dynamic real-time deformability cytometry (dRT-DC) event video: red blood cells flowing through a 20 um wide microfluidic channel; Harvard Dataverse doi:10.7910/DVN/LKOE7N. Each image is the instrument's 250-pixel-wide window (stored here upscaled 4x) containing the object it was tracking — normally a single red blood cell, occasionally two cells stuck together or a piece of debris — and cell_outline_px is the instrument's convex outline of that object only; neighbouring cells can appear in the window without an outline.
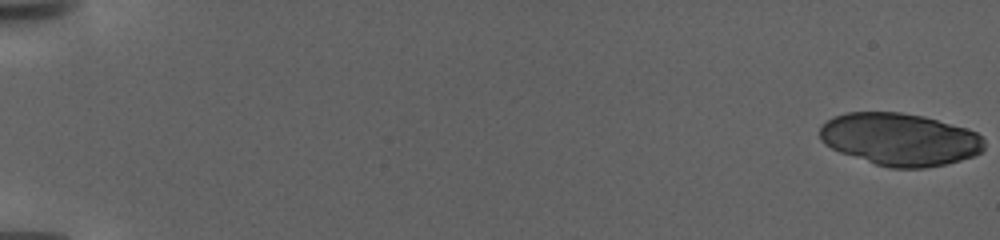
{"species": "human", "species_latin": "Homo sapiens", "temperature_condition": "warm", "stored_images_in_passage": 51, "camera_frame_rate_fps": 3000, "um_per_image_px": 0.085, "donor": {"sex": "female"}, "frame": {"image": 1, "passage_image": 1, "time_ms": 0.0, "image_size_px": [1000, 240], "cell_outline_px": [[984, 148], [980, 152], [972, 156], [960, 160], [944, 164], [924, 168], [888, 168], [840, 152], [824, 144], [820, 140], [820, 128], [828, 120], [836, 116], [848, 112], [900, 112], [924, 116], [964, 128], [976, 132], [984, 140]], "centroid_in_image_um": [76.47, 11.84], "position_along_channel_um": 8.5, "area_um2": 49.94}}
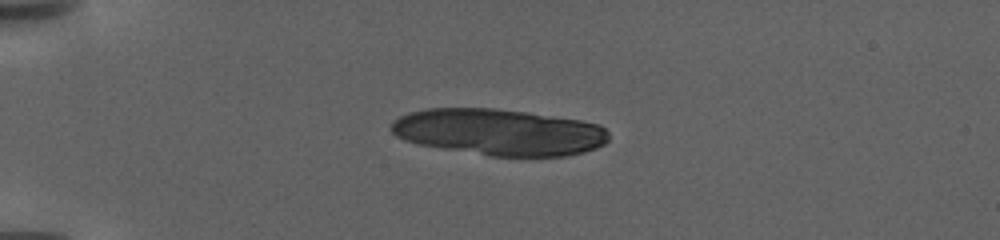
{"frame": {"image": 2, "passage_image": 36, "time_ms": 11.667, "image_size_px": [1000, 240], "cell_outline_px": [[608, 140], [604, 144], [596, 148], [584, 152], [568, 156], [488, 156], [416, 144], [404, 140], [396, 136], [392, 132], [392, 124], [400, 116], [412, 112], [428, 108], [492, 108], [524, 112], [580, 120], [596, 124], [604, 128], [608, 132]], "centroid_in_image_um": [42.41, 11.24], "position_along_channel_um": 42.6, "area_um2": 58.72}}